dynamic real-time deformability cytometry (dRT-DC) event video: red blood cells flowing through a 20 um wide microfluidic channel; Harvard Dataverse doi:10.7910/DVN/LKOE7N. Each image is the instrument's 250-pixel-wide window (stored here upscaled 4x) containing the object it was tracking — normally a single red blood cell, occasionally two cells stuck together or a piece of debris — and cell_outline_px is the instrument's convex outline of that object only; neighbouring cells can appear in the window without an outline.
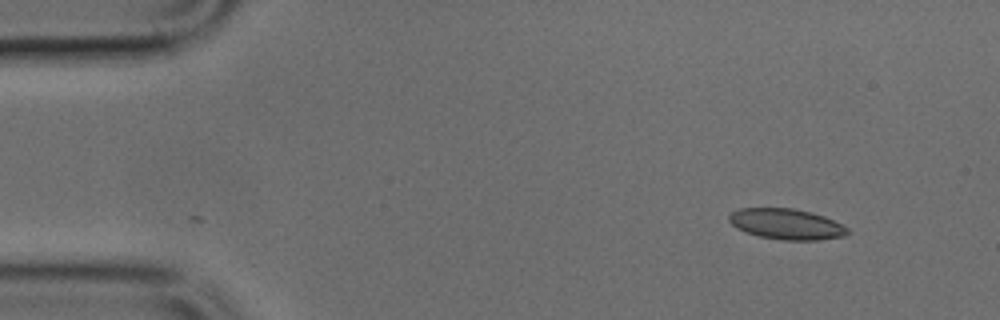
{"species": "common noctule bat (a hibernating species)", "species_latin": "Nyctalus noctula", "temperature_condition": "cold", "stored_images_in_passage": 2, "camera_frame_rate_fps": 3000, "um_per_image_px": 0.085, "animal": {"sex": "male", "body_mass_g": 17.9, "forearm_length_mm": 54.2}, "frame": {"image": 1, "passage_image": 2, "time_ms": 0.333, "image_size_px": [1000, 320], "cell_outline_px": [[848, 232], [844, 236], [820, 240], [784, 240], [760, 236], [736, 228], [728, 220], [728, 216], [732, 212], [740, 208], [792, 208], [812, 212], [824, 216], [848, 228]], "centroid_in_image_um": [66.84, 19.04], "position_along_channel_um": 18.2, "area_um2": 21.04}}